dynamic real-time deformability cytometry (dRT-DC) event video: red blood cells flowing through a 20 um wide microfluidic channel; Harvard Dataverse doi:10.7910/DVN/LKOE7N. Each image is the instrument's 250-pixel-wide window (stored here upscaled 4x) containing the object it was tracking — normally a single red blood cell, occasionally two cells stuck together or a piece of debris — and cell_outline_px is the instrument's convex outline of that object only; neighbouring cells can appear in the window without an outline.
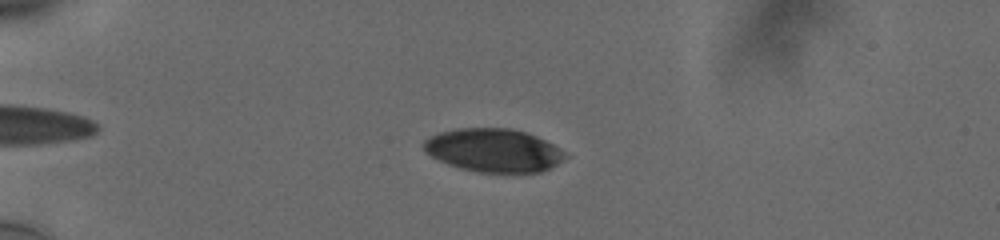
{"species": "human", "species_latin": "Homo sapiens", "temperature_condition": "cold", "stored_images_in_passage": 54, "camera_frame_rate_fps": 3000, "um_per_image_px": 0.085, "donor": {"sex": "male"}, "frame": {"image": 1, "passage_image": 13, "time_ms": 4.0, "image_size_px": [1000, 240], "cell_outline_px": [[568, 156], [556, 164], [540, 172], [476, 172], [460, 168], [448, 164], [432, 156], [424, 148], [424, 140], [428, 136], [440, 132], [456, 128], [512, 128], [536, 136], [560, 148]], "centroid_in_image_um": [41.94, 12.77], "position_along_channel_um": 43.1, "area_um2": 35.43}}
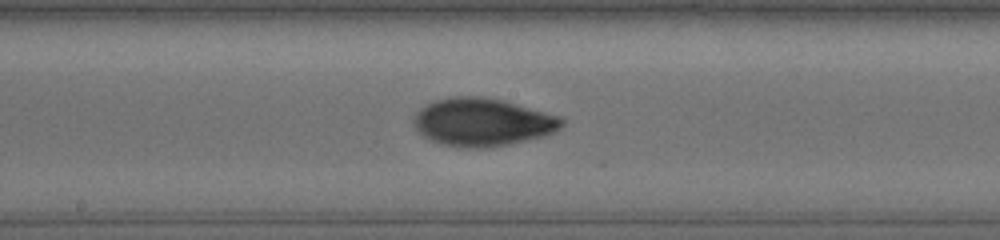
{"frame": {"image": 2, "passage_image": 30, "time_ms": 9.667, "image_size_px": [1000, 240], "cell_outline_px": [[564, 124], [560, 128], [544, 136], [508, 144], [484, 148], [464, 148], [440, 144], [428, 140], [412, 124], [412, 120], [416, 112], [420, 108], [436, 100], [456, 96], [480, 96], [504, 100], [560, 116], [564, 120]], "centroid_in_image_um": [40.99, 10.38], "position_along_channel_um": 207.2, "area_um2": 41.44}}
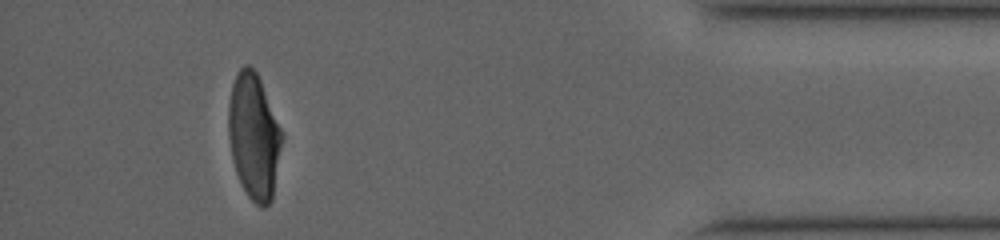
{"frame": {"image": 3, "passage_image": 50, "time_ms": 16.333, "image_size_px": [1000, 240], "cell_outline_px": [[280, 140], [272, 200], [264, 208], [260, 208], [248, 196], [240, 184], [232, 160], [228, 136], [228, 104], [232, 84], [240, 68], [244, 64], [248, 64], [256, 72], [260, 80], [280, 132]], "centroid_in_image_um": [21.5, 11.61], "position_along_channel_um": 413.7, "area_um2": 38.03}, "authors_computed_cell_mechanics": {"area_um2": 38.3503, "velocity_mm_per_s": 3.7678, "shape_relaxation_time_tau1_ms": 5.1409, "shape_relaxation_time_tau2_ms": 1.8614, "deformation_change_tau1": 0.1693, "deformation_change_tau2": 0.0576}}